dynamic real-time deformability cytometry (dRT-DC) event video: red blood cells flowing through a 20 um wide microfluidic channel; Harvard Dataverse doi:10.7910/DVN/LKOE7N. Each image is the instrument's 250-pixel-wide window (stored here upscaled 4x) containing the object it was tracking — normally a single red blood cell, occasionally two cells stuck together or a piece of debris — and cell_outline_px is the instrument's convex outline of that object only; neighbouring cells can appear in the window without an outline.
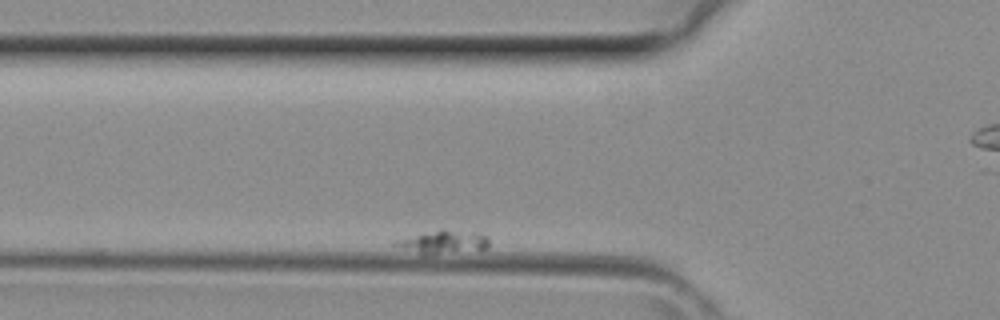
{"species": "common noctule bat (a hibernating species)", "species_latin": "Nyctalus noctula", "temperature_condition": "room temperature", "stored_images_in_passage": 40, "segment_of_instrument_passage": [1, 2], "camera_frame_rate_fps": 3000, "um_per_image_px": 0.085, "animal": {"sex": "female", "body_mass_g": 29.2, "forearm_length_mm": 56.3}, "frame": {"image": 1, "passage_image": 2, "time_ms": 0.333, "image_size_px": [1000, 320], "cell_outline_px": [[488, 248], [480, 252], [424, 256], [392, 244], [396, 240], [424, 232], [440, 228], [444, 228], [480, 232], [488, 236]], "centroid_in_image_um": [37.79, 20.59], "position_along_channel_um": 88.0, "area_um2": 13.76}}
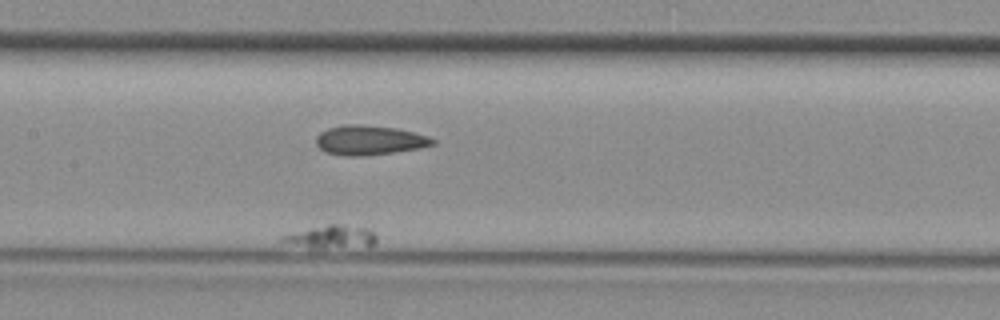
{"frame": {"image": 2, "passage_image": 12, "time_ms": 3.667, "image_size_px": [1000, 320], "cell_outline_px": [[376, 244], [368, 248], [308, 248], [280, 240], [280, 236], [328, 224], [344, 224], [364, 228], [372, 232], [376, 236]], "centroid_in_image_um": [28.26, 20.17], "position_along_channel_um": 179.1, "area_um2": 12.72}}
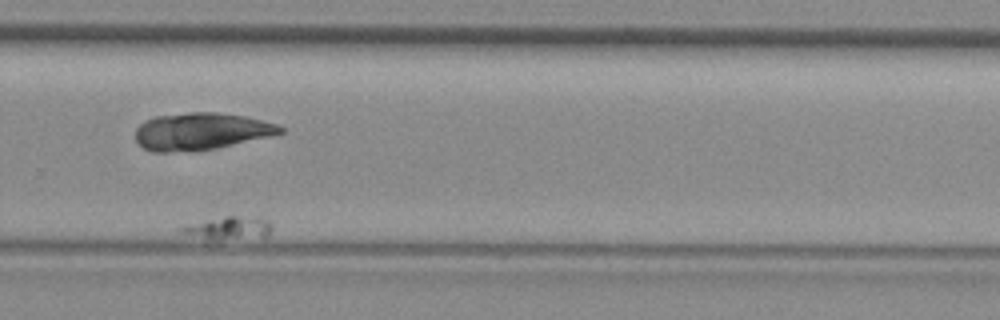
{"frame": {"image": 3, "passage_image": 27, "time_ms": 8.667, "image_size_px": [1000, 320], "cell_outline_px": [[272, 228], [268, 236], [216, 240], [176, 232], [176, 228], [224, 216], [236, 216], [268, 220], [272, 224]], "centroid_in_image_um": [19.42, 19.4], "position_along_channel_um": 310.4, "area_um2": 11.79}}